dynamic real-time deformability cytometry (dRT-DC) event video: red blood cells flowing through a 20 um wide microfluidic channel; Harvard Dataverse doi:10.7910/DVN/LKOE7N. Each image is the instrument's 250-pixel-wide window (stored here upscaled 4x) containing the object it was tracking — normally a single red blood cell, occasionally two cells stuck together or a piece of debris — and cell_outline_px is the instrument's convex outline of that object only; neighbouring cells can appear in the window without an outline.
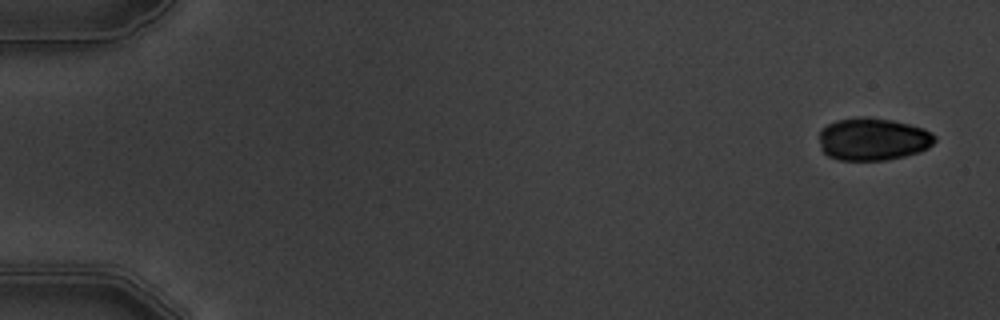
{"species": "common noctule bat (a hibernating species)", "species_latin": "Nyctalus noctula", "temperature_condition": "warm", "stored_images_in_passage": 5, "camera_frame_rate_fps": 3000, "um_per_image_px": 0.085, "animal": {"sex": "male", "body_mass_g": 19.5, "forearm_length_mm": 54.6}, "frame": {"image": 1, "passage_image": 1, "time_ms": 0.0, "image_size_px": [1000, 320], "cell_outline_px": [[936, 140], [928, 148], [920, 152], [888, 160], [840, 160], [828, 156], [820, 148], [820, 128], [836, 120], [856, 116], [864, 116], [892, 120], [924, 128], [932, 132], [936, 136]], "centroid_in_image_um": [74.2, 11.82], "position_along_channel_um": 10.8, "area_um2": 29.02}}
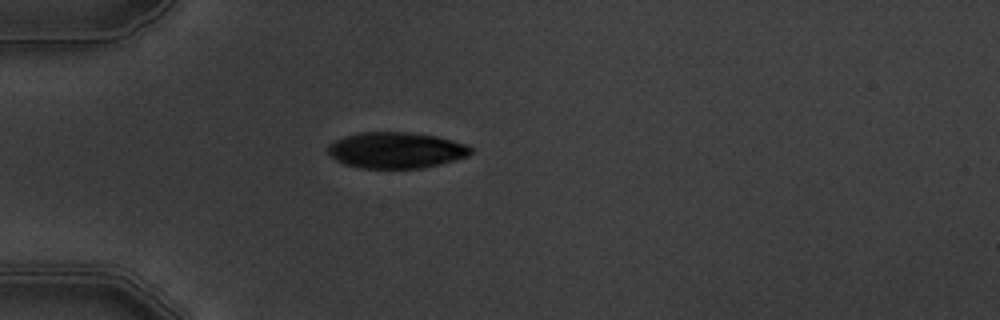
{"frame": {"image": 2, "passage_image": 5, "time_ms": 4.667, "image_size_px": [1000, 320], "cell_outline_px": [[476, 148], [468, 156], [440, 164], [424, 168], [360, 168], [344, 164], [336, 160], [328, 152], [328, 144], [344, 136], [360, 132], [408, 132], [436, 136], [468, 144]], "centroid_in_image_um": [33.7, 12.76], "position_along_channel_um": 51.3, "area_um2": 30.23}}